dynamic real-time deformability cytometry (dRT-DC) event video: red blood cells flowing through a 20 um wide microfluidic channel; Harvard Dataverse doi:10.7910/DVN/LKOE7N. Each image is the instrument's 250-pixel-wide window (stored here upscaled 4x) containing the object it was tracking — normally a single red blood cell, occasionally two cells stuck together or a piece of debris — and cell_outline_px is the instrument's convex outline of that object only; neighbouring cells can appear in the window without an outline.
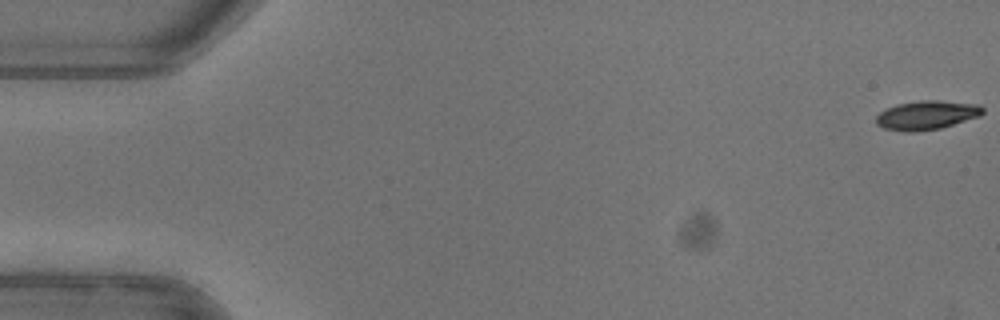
{"species": "common noctule bat (a hibernating species)", "species_latin": "Nyctalus noctula", "temperature_condition": "warm", "stored_images_in_passage": 36, "camera_frame_rate_fps": 3000, "um_per_image_px": 0.085, "animal": {"sex": "female"}, "frame": {"image": 1, "passage_image": 1, "time_ms": 0.0, "image_size_px": [1000, 320], "cell_outline_px": [[984, 112], [980, 116], [940, 128], [916, 132], [908, 132], [884, 128], [876, 124], [876, 116], [880, 112], [896, 104], [920, 100], [936, 100], [980, 104], [984, 108]], "centroid_in_image_um": [78.78, 9.78], "position_along_channel_um": 6.2, "area_um2": 18.03}}
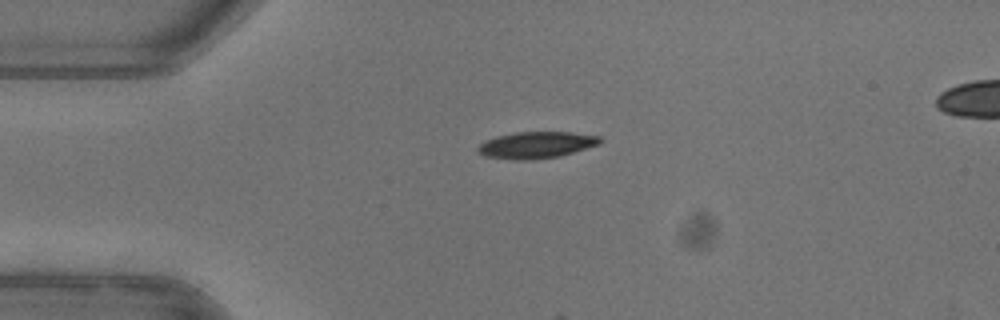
{"frame": {"image": 2, "passage_image": 13, "time_ms": 4.0, "image_size_px": [1000, 320], "cell_outline_px": [[600, 144], [560, 156], [532, 160], [516, 160], [484, 156], [476, 152], [476, 148], [484, 140], [516, 132], [568, 132], [600, 136]], "centroid_in_image_um": [45.55, 12.33], "position_along_channel_um": 39.5, "area_um2": 18.9}}
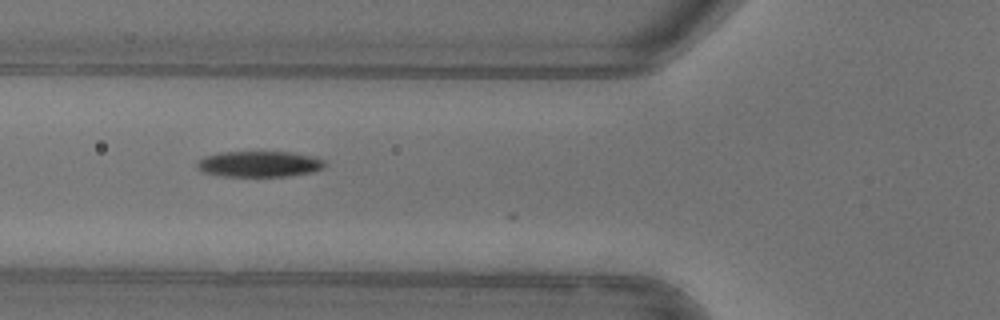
{"frame": {"image": 3, "passage_image": 20, "time_ms": 6.333, "image_size_px": [1000, 320], "cell_outline_px": [[324, 168], [312, 172], [288, 176], [220, 176], [204, 172], [196, 164], [204, 156], [224, 152], [288, 152], [316, 156], [324, 160]], "centroid_in_image_um": [22.08, 13.94], "position_along_channel_um": 103.7, "area_um2": 19.13}}